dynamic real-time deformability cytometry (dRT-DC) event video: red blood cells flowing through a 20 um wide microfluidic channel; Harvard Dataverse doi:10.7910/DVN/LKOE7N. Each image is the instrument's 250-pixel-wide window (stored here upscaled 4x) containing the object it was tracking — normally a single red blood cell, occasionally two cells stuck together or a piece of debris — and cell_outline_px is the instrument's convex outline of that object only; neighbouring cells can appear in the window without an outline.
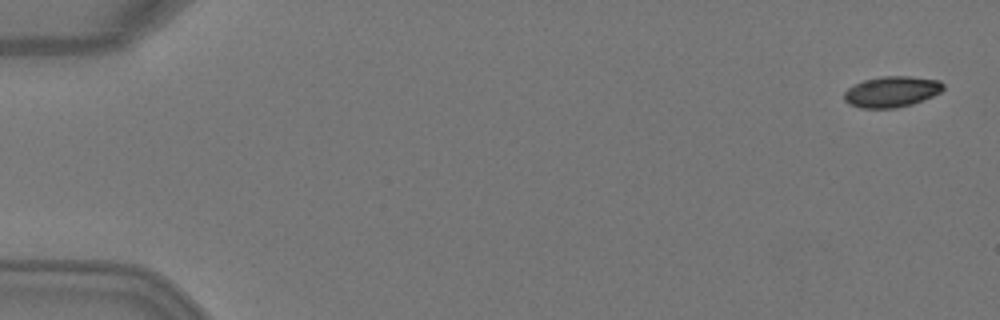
{"species": "Egyptian fruit bat (a non-hibernating species)", "species_latin": "Rousettus aegyptiacus", "temperature_condition": "warm", "stored_images_in_passage": 4, "camera_frame_rate_fps": 3000, "um_per_image_px": 0.085, "animal": {"sex": "female"}, "frame": {"image": 1, "passage_image": 1, "time_ms": 0.0, "image_size_px": [1000, 320], "cell_outline_px": [[944, 88], [940, 92], [932, 96], [912, 104], [896, 108], [860, 108], [848, 104], [844, 100], [844, 92], [848, 88], [864, 80], [884, 76], [912, 76], [940, 80], [944, 84]], "centroid_in_image_um": [75.79, 7.79], "position_along_channel_um": 9.2, "area_um2": 17.86}}
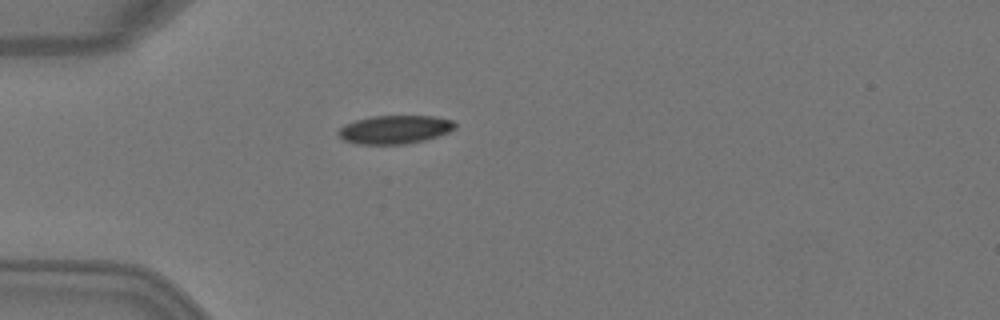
{"frame": {"image": 2, "passage_image": 4, "time_ms": 1.0, "image_size_px": [1000, 320], "cell_outline_px": [[456, 128], [448, 132], [424, 140], [404, 144], [356, 144], [344, 140], [336, 132], [344, 124], [356, 120], [372, 116], [436, 116], [452, 120], [456, 124]], "centroid_in_image_um": [33.55, 11.0], "position_along_channel_um": 51.5, "area_um2": 19.31}}